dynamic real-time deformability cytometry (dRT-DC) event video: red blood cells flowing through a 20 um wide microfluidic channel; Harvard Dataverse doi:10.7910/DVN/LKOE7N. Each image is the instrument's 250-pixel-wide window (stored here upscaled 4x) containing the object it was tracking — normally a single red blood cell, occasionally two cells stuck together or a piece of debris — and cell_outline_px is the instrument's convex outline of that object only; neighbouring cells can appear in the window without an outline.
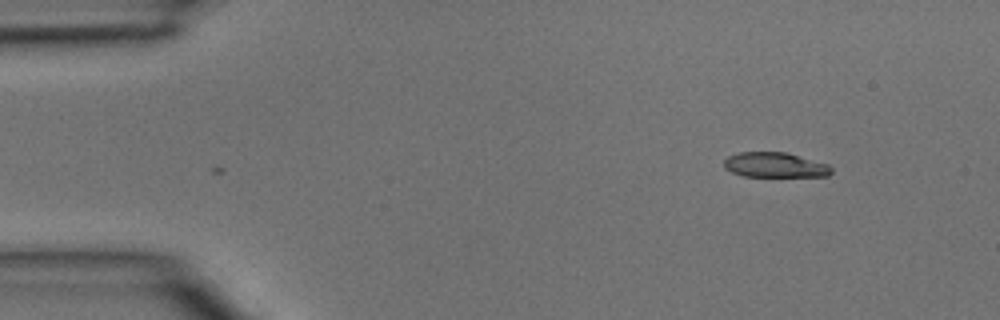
{"species": "common noctule bat (a hibernating species)", "species_latin": "Nyctalus noctula", "temperature_condition": "room temperature", "stored_images_in_passage": 3, "segment_of_instrument_passage": [2, 2], "camera_frame_rate_fps": 3000, "um_per_image_px": 0.085, "animal": {"sex": "male", "body_mass_g": 15.6}, "frame": {"image": 1, "passage_image": 3, "time_ms": 0.667, "image_size_px": [1000, 320], "cell_outline_px": [[832, 172], [828, 176], [744, 176], [732, 172], [724, 168], [724, 160], [728, 156], [740, 152], [788, 152], [828, 164], [832, 168]], "centroid_in_image_um": [65.88, 14.01], "position_along_channel_um": 19.1, "area_um2": 15.66}}